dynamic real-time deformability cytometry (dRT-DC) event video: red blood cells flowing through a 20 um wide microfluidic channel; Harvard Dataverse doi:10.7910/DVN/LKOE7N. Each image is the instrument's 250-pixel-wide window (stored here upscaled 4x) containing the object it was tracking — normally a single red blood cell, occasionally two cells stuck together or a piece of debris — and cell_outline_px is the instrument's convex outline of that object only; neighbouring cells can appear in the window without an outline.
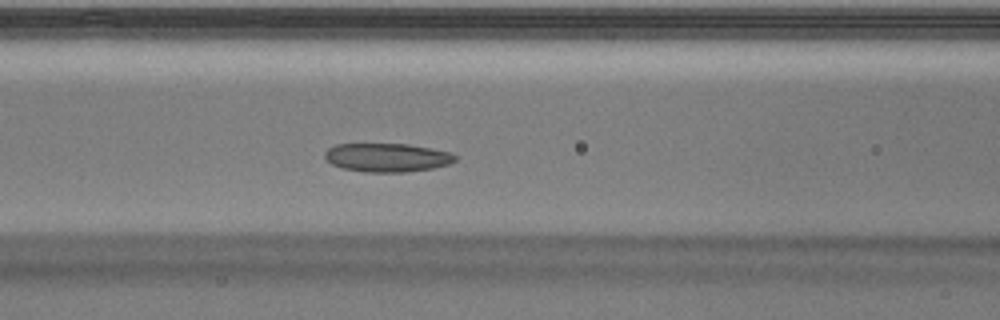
{"species": "Egyptian fruit bat (a non-hibernating species)", "species_latin": "Rousettus aegyptiacus", "temperature_condition": "warm", "stored_images_in_passage": 29, "camera_frame_rate_fps": 3000, "um_per_image_px": 0.085, "animal": {"sex": "male"}, "frame": {"image": 1, "passage_image": 5, "time_ms": 1.333, "image_size_px": [1000, 320], "cell_outline_px": [[456, 160], [448, 164], [432, 168], [404, 172], [364, 172], [340, 168], [332, 164], [324, 156], [324, 152], [328, 148], [336, 144], [408, 144], [432, 148], [452, 152], [456, 156]], "centroid_in_image_um": [32.89, 13.38], "position_along_channel_um": 133.7, "area_um2": 21.85}}